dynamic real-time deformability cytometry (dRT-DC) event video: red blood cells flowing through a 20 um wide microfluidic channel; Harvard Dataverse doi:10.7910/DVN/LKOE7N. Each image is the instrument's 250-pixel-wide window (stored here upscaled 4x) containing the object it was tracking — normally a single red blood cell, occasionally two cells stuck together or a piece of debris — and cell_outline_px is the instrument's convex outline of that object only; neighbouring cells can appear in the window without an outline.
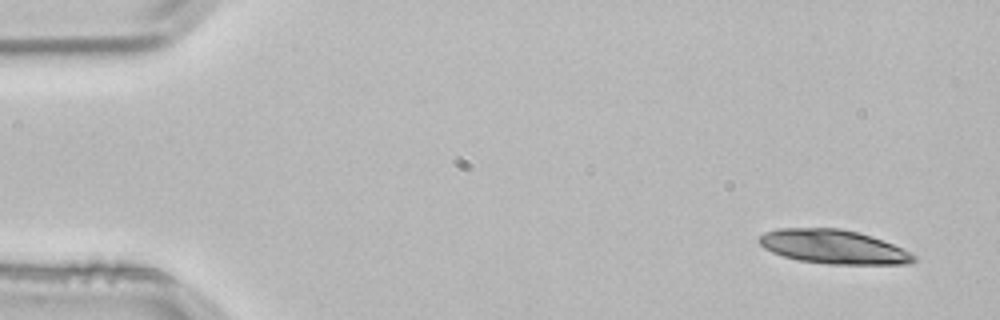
{"species": "common noctule bat (a hibernating species)", "species_latin": "Nyctalus noctula", "temperature_condition": "room temperature", "stored_images_in_passage": 4, "camera_frame_rate_fps": 3000, "um_per_image_px": 0.085, "animal": {"sex": "male", "body_mass_g": 21.5, "forearm_length_mm": 52.0}, "frame": {"image": 1, "passage_image": 1, "time_ms": 0.0, "image_size_px": [1000, 320], "cell_outline_px": [[916, 260], [908, 264], [828, 264], [800, 260], [784, 256], [772, 252], [764, 248], [756, 240], [764, 232], [776, 228], [840, 228], [856, 232], [892, 244], [912, 252], [916, 256]], "centroid_in_image_um": [70.81, 20.98], "position_along_channel_um": 14.2, "area_um2": 30.46}}
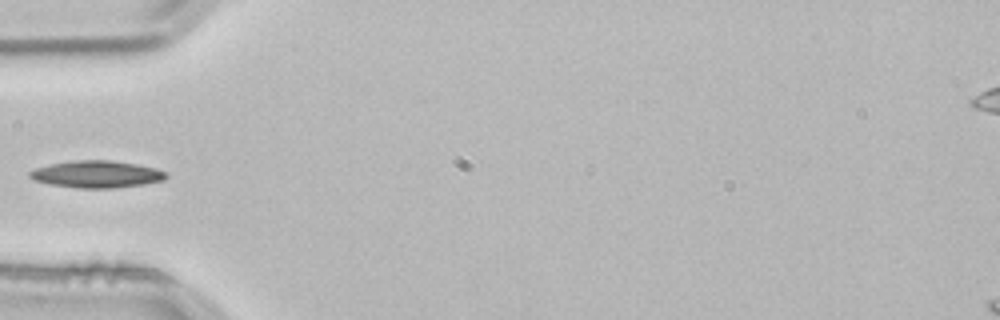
{"frame": {"image": 2, "passage_image": 4, "time_ms": 1.0, "image_size_px": [1000, 320], "cell_outline_px": [[168, 176], [164, 180], [144, 184], [112, 188], [76, 188], [52, 184], [32, 180], [28, 176], [28, 172], [36, 168], [52, 164], [76, 160], [112, 160], [136, 164], [156, 168], [164, 172]], "centroid_in_image_um": [8.21, 14.81], "position_along_channel_um": 76.8, "area_um2": 21.39}}